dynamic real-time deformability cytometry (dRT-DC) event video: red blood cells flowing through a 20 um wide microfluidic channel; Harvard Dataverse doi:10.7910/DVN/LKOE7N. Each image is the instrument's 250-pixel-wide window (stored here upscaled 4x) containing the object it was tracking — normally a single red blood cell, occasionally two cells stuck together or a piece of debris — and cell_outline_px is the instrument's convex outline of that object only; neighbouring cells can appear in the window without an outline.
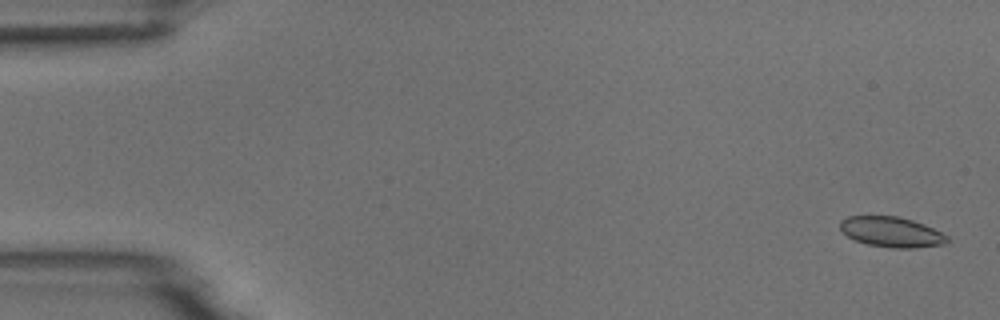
{"species": "common noctule bat (a hibernating species)", "species_latin": "Nyctalus noctula", "temperature_condition": "room temperature", "stored_images_in_passage": 5, "camera_frame_rate_fps": 3000, "um_per_image_px": 0.085, "animal": {"sex": "male", "body_mass_g": 18.8}, "frame": {"image": 1, "passage_image": 1, "time_ms": 0.0, "image_size_px": [1000, 320], "cell_outline_px": [[948, 240], [944, 244], [916, 248], [892, 248], [868, 244], [856, 240], [840, 232], [840, 220], [848, 216], [900, 216], [924, 224], [948, 236]], "centroid_in_image_um": [75.75, 19.71], "position_along_channel_um": 9.2, "area_um2": 18.9}}